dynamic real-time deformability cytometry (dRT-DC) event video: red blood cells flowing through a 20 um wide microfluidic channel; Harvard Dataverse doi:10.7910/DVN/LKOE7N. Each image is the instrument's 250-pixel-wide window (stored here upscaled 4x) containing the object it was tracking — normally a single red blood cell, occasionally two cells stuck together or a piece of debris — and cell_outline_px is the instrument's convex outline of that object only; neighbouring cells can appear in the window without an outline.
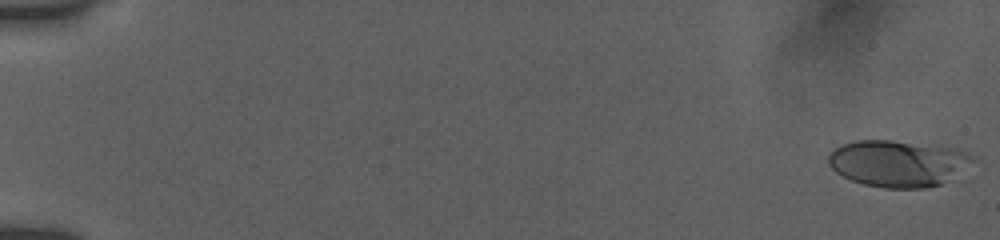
{"species": "human", "species_latin": "Homo sapiens", "temperature_condition": "room temperature", "stored_images_in_passage": 8, "camera_frame_rate_fps": 3000, "um_per_image_px": 0.085, "donor": {"sex": "female"}, "frame": {"image": 1, "passage_image": 1, "time_ms": 0.0, "image_size_px": [1000, 240], "cell_outline_px": [[980, 160], [940, 184], [928, 188], [884, 188], [864, 184], [852, 180], [836, 172], [828, 164], [828, 156], [836, 148], [844, 144], [856, 140], [892, 140], [952, 148], [976, 156]], "centroid_in_image_um": [76.36, 13.89], "position_along_channel_um": 8.6, "area_um2": 39.02}}